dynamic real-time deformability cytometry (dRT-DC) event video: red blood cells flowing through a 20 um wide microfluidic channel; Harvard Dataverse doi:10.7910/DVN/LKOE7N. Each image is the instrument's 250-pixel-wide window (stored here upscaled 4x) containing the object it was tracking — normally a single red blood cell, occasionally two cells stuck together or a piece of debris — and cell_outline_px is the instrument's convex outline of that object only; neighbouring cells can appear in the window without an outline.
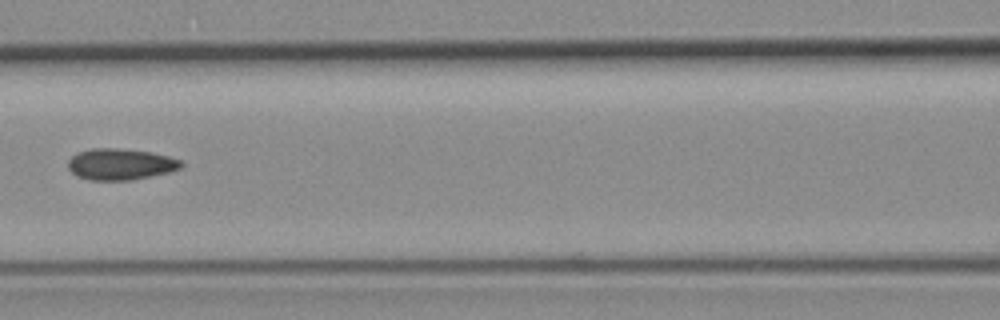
{"species": "common noctule bat (a hibernating species)", "species_latin": "Nyctalus noctula", "temperature_condition": "room temperature", "stored_images_in_passage": 9, "camera_frame_rate_fps": 3000, "um_per_image_px": 0.085, "animal": {"sex": "female", "body_mass_g": 19.3, "forearm_length_mm": 54.1}, "frame": {"image": 1, "passage_image": 6, "time_ms": 1.667, "image_size_px": [1000, 320], "cell_outline_px": [[184, 164], [180, 168], [168, 172], [132, 180], [88, 180], [76, 176], [68, 168], [68, 160], [76, 152], [92, 148], [120, 148], [152, 152], [168, 156], [180, 160]], "centroid_in_image_um": [10.21, 13.95], "position_along_channel_um": 156.4, "area_um2": 20.75}}
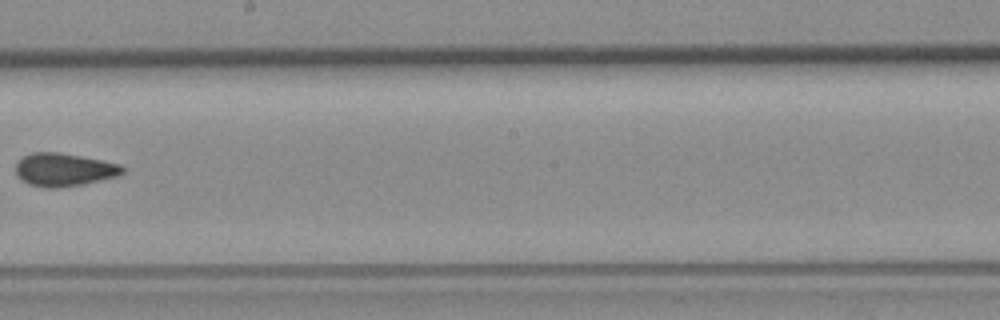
{"frame": {"image": 2, "passage_image": 8, "time_ms": 2.333, "image_size_px": [1000, 320], "cell_outline_px": [[124, 172], [120, 176], [84, 184], [60, 188], [44, 188], [28, 184], [16, 172], [16, 164], [24, 156], [32, 152], [56, 152], [80, 156], [120, 164], [124, 168]], "centroid_in_image_um": [5.47, 14.44], "position_along_channel_um": 242.7, "area_um2": 20.52}}
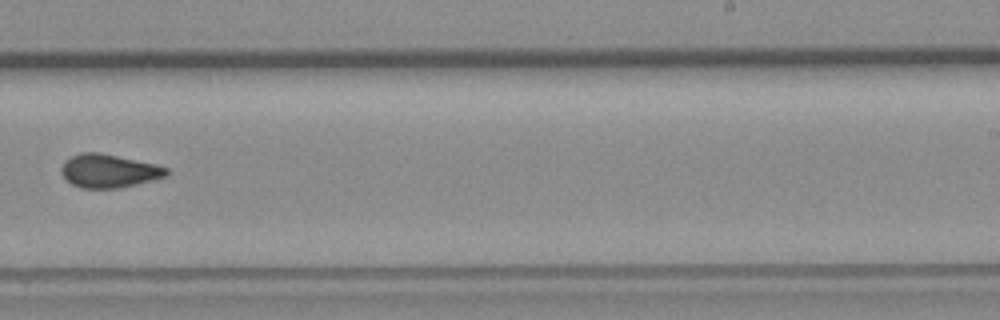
{"frame": {"image": 3, "passage_image": 9, "time_ms": 2.667, "image_size_px": [1000, 320], "cell_outline_px": [[168, 176], [136, 184], [116, 188], [80, 188], [72, 184], [60, 172], [60, 168], [64, 160], [80, 152], [100, 152], [156, 164], [168, 168]], "centroid_in_image_um": [9.24, 14.51], "position_along_channel_um": 279.8, "area_um2": 20.52}}